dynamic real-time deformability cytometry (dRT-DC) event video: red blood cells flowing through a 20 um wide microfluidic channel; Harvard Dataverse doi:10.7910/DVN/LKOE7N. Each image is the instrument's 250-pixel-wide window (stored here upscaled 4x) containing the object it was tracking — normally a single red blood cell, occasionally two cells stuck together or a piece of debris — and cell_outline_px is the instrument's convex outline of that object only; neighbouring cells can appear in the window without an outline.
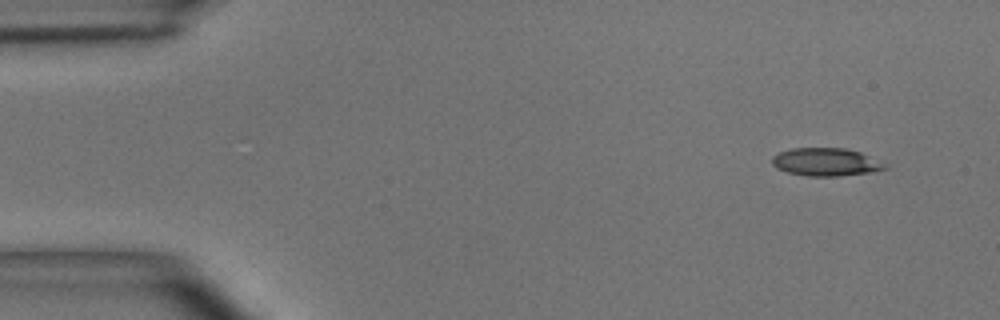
{"species": "common noctule bat (a hibernating species)", "species_latin": "Nyctalus noctula", "temperature_condition": "room temperature", "stored_images_in_passage": 4, "camera_frame_rate_fps": 3000, "um_per_image_px": 0.085, "animal": {"sex": "male", "body_mass_g": 15.6}, "frame": {"image": 1, "passage_image": 1, "time_ms": 0.0, "image_size_px": [1000, 320], "cell_outline_px": [[888, 168], [872, 172], [840, 176], [808, 176], [788, 172], [776, 168], [772, 164], [772, 156], [780, 152], [792, 148], [844, 148], [860, 152], [884, 164]], "centroid_in_image_um": [70.16, 13.77], "position_along_channel_um": 14.8, "area_um2": 18.21}}